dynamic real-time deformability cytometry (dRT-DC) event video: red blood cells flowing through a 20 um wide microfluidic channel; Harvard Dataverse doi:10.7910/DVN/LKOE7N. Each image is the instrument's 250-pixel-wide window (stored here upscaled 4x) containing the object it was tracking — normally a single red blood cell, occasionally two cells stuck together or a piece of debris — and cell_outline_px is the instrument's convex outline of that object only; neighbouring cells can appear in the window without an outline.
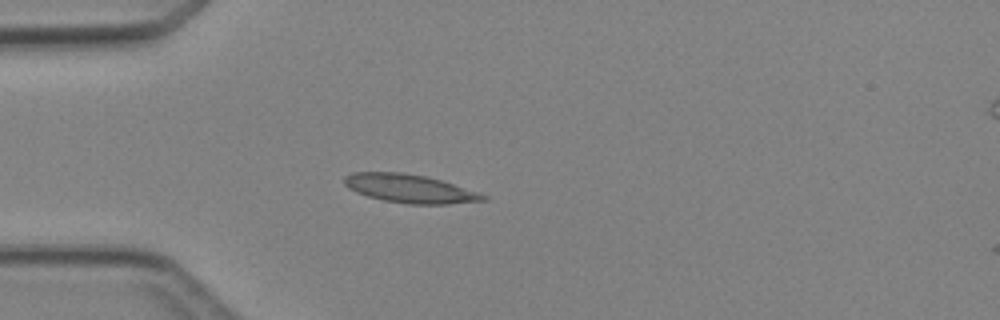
{"species": "Egyptian fruit bat (a non-hibernating species)", "species_latin": "Rousettus aegyptiacus", "temperature_condition": "cold", "stored_images_in_passage": 3, "camera_frame_rate_fps": 3000, "um_per_image_px": 0.085, "animal": {"sex": "female"}, "frame": {"image": 1, "passage_image": 3, "time_ms": 2.333, "image_size_px": [1000, 320], "cell_outline_px": [[488, 200], [448, 204], [408, 204], [384, 200], [368, 196], [356, 192], [348, 188], [344, 184], [344, 176], [352, 172], [400, 172], [424, 176], [440, 180], [488, 196]], "centroid_in_image_um": [34.79, 16.03], "position_along_channel_um": 50.2, "area_um2": 22.77}}